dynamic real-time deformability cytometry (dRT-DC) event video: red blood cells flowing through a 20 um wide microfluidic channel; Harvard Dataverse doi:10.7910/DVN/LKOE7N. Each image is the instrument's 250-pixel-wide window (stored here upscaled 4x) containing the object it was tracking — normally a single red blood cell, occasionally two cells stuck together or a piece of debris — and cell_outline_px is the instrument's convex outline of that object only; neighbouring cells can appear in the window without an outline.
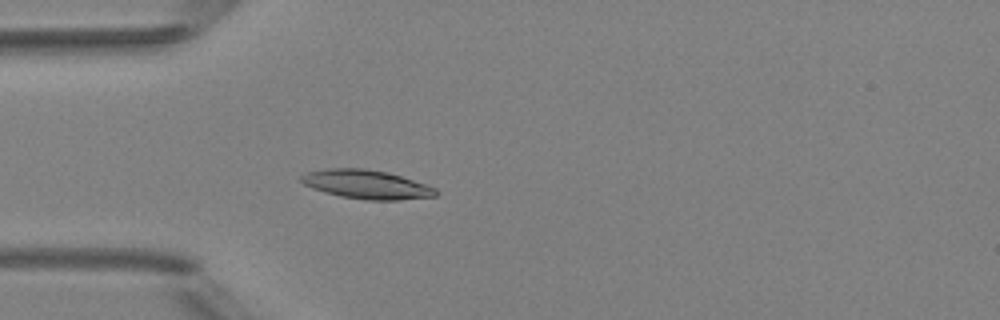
{"species": "Egyptian fruit bat (a non-hibernating species)", "species_latin": "Rousettus aegyptiacus", "temperature_condition": "room temperature", "stored_images_in_passage": 4, "camera_frame_rate_fps": 3000, "um_per_image_px": 0.085, "animal": {"sex": "female"}, "frame": {"image": 1, "passage_image": 4, "time_ms": 3.333, "image_size_px": [1000, 320], "cell_outline_px": [[440, 192], [436, 196], [400, 200], [364, 200], [340, 196], [324, 192], [312, 188], [304, 184], [300, 180], [300, 176], [308, 172], [328, 168], [364, 168], [388, 172], [428, 184], [436, 188]], "centroid_in_image_um": [31.2, 15.68], "position_along_channel_um": 53.8, "area_um2": 22.89}}